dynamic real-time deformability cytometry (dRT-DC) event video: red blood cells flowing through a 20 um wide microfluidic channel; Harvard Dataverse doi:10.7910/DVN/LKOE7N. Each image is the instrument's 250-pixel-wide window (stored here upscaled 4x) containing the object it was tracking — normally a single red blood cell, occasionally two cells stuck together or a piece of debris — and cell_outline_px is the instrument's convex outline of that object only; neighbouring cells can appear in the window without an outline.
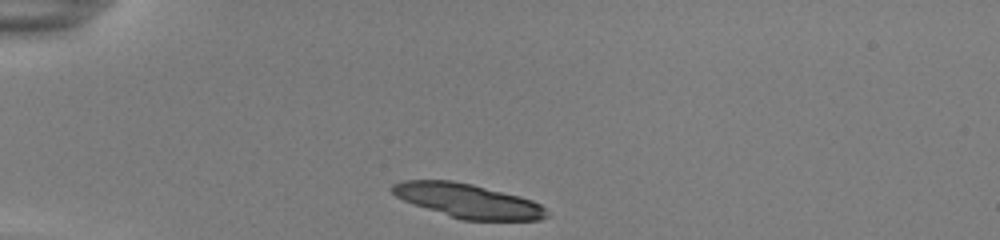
{"species": "common noctule bat (a hibernating species)", "species_latin": "Nyctalus noctula", "temperature_condition": "room temperature", "stored_images_in_passage": 39, "camera_frame_rate_fps": 3000, "um_per_image_px": 0.085, "animal": {"sex": "female", "body_mass_g": 22.0, "forearm_length_mm": 56.7}, "frame": {"image": 1, "passage_image": 1, "time_ms": 0.0, "image_size_px": [1000, 240], "cell_outline_px": [[552, 216], [540, 220], [460, 220], [412, 204], [396, 196], [392, 192], [392, 184], [400, 180], [452, 180], [472, 184], [520, 196], [532, 200], [540, 204]], "centroid_in_image_um": [39.78, 17.07], "position_along_channel_um": 45.2, "area_um2": 30.92}}
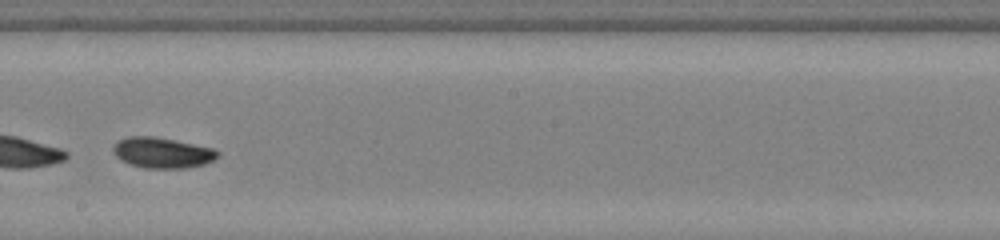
{"frame": {"image": 2, "passage_image": 19, "time_ms": 6.0, "image_size_px": [1000, 240], "cell_outline_px": [[220, 156], [204, 164], [184, 168], [144, 168], [120, 160], [116, 156], [112, 148], [120, 140], [128, 136], [152, 136], [212, 148], [220, 152]], "centroid_in_image_um": [13.79, 12.99], "position_along_channel_um": 234.4, "area_um2": 18.32}}
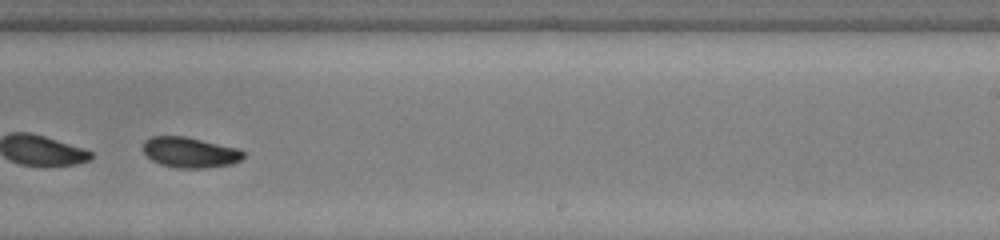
{"frame": {"image": 3, "passage_image": 22, "time_ms": 7.0, "image_size_px": [1000, 240], "cell_outline_px": [[244, 156], [240, 160], [232, 164], [208, 168], [176, 168], [160, 164], [152, 160], [144, 152], [144, 140], [152, 136], [184, 136], [240, 148], [244, 152]], "centroid_in_image_um": [16.17, 12.95], "position_along_channel_um": 272.8, "area_um2": 17.92}, "authors_computed_cell_mechanics": {"area_um2": 18.3804, "velocity_mm_per_s": 3.8515, "shape_relaxation_time_tau1_ms": 2.8192, "shape_relaxation_time_tau2_ms": null, "deformation_change_tau1": 0.1289, "deformation_change_tau2": null}}